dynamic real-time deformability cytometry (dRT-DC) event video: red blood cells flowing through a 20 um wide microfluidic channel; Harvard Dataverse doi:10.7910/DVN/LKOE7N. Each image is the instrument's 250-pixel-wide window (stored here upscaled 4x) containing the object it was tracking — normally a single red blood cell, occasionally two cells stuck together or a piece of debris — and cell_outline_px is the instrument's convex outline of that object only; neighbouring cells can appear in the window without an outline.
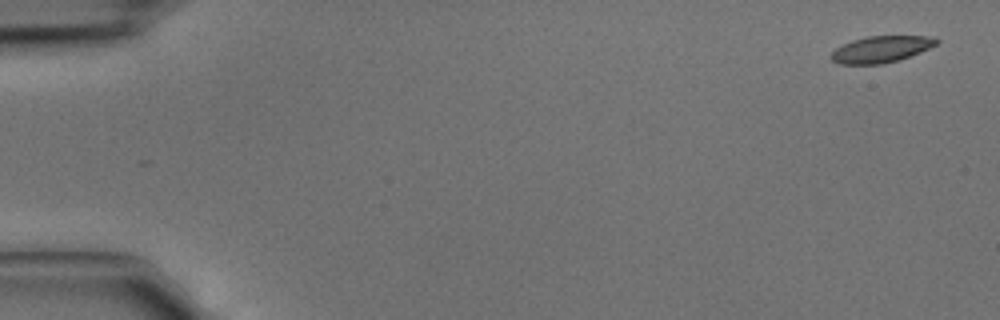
{"species": "common noctule bat (a hibernating species)", "species_latin": "Nyctalus noctula", "temperature_condition": "cold", "stored_images_in_passage": 4, "camera_frame_rate_fps": 3000, "um_per_image_px": 0.085, "animal": {"sex": "male", "body_mass_g": 15.6}, "frame": {"image": 1, "passage_image": 1, "time_ms": 0.0, "image_size_px": [1000, 320], "cell_outline_px": [[940, 40], [936, 44], [920, 52], [896, 60], [880, 64], [840, 64], [832, 60], [832, 52], [836, 48], [852, 40], [868, 36], [924, 36]], "centroid_in_image_um": [74.86, 4.18], "position_along_channel_um": 10.1, "area_um2": 15.84}}
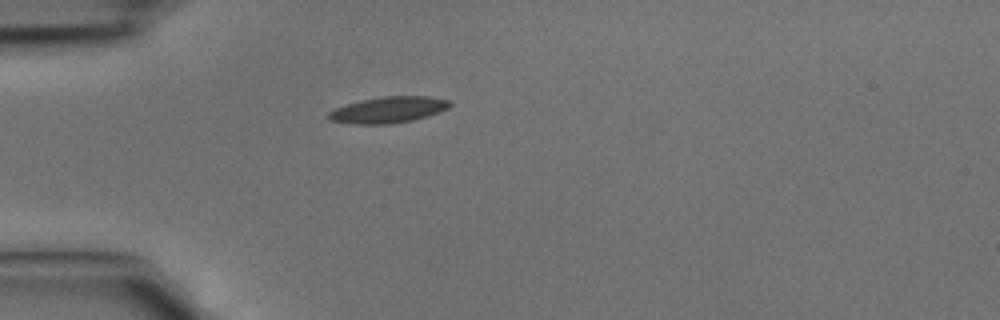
{"frame": {"image": 2, "passage_image": 4, "time_ms": 1.0, "image_size_px": [1000, 320], "cell_outline_px": [[452, 104], [448, 108], [440, 112], [428, 116], [412, 120], [388, 124], [352, 124], [328, 120], [328, 112], [336, 108], [360, 100], [384, 96], [428, 96], [452, 100]], "centroid_in_image_um": [33.04, 9.33], "position_along_channel_um": 52.0, "area_um2": 18.61}}